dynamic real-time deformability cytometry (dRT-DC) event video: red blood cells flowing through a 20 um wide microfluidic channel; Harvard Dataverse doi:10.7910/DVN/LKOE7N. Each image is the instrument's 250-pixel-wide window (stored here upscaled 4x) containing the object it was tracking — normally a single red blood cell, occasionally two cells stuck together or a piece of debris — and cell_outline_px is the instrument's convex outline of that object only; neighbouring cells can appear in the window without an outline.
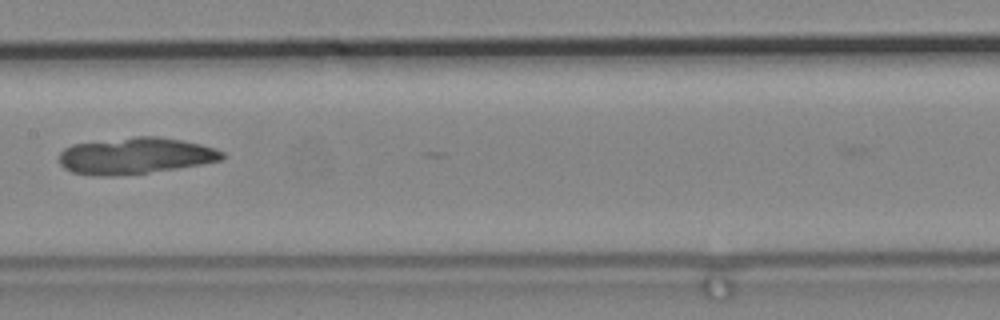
{"species": "common noctule bat (a hibernating species)", "species_latin": "Nyctalus noctula", "temperature_condition": "cold", "stored_images_in_passage": 7, "camera_frame_rate_fps": 3000, "um_per_image_px": 0.085, "animal": {"sex": "male", "body_mass_g": 19.2, "forearm_length_mm": 51.8}, "frame": {"image": 1, "passage_image": 6, "time_ms": 1.667, "image_size_px": [1000, 320], "cell_outline_px": [[224, 156], [220, 160], [200, 164], [148, 172], [112, 176], [92, 176], [72, 172], [64, 168], [60, 164], [60, 152], [64, 148], [72, 144], [136, 136], [156, 136], [180, 140], [200, 144], [216, 148], [224, 152]], "centroid_in_image_um": [11.46, 13.24], "position_along_channel_um": 195.9, "area_um2": 34.39}}